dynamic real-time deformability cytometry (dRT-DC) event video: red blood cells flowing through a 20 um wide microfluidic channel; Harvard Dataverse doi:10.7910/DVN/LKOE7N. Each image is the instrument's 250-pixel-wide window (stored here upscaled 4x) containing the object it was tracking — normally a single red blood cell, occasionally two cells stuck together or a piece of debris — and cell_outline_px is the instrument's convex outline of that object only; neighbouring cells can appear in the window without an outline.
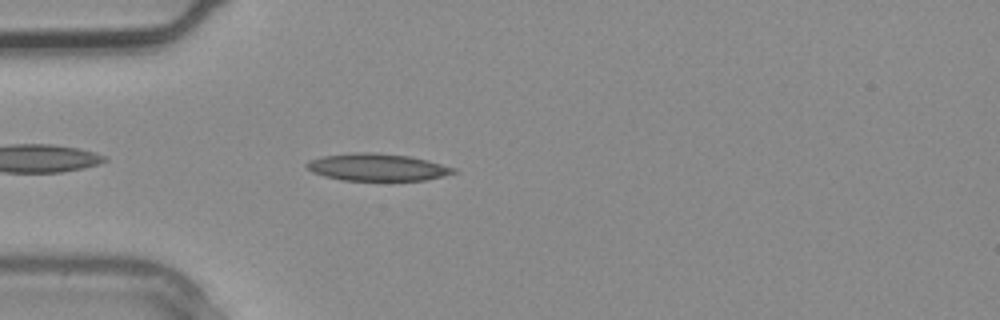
{"species": "common noctule bat (a hibernating species)", "species_latin": "Nyctalus noctula", "temperature_condition": "warm", "stored_images_in_passage": 2, "camera_frame_rate_fps": 3000, "um_per_image_px": 0.085, "animal": {"sex": "male", "body_mass_g": 20.4}, "frame": {"image": 1, "passage_image": 2, "time_ms": 0.333, "image_size_px": [1000, 320], "cell_outline_px": [[456, 172], [424, 180], [340, 180], [324, 176], [312, 172], [304, 164], [308, 160], [320, 156], [352, 152], [376, 152], [408, 156], [428, 160], [456, 168]], "centroid_in_image_um": [32.0, 14.2], "position_along_channel_um": 53.0, "area_um2": 23.35}}